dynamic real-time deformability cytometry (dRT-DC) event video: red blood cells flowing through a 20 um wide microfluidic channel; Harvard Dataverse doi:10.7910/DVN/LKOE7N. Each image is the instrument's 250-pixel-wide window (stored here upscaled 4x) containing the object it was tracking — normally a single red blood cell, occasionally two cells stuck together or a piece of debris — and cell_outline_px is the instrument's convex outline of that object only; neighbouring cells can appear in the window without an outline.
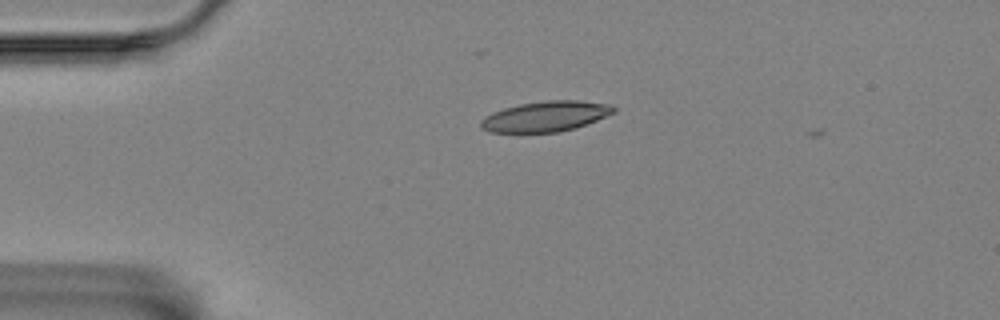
{"species": "Egyptian fruit bat (a non-hibernating species)", "species_latin": "Rousettus aegyptiacus", "temperature_condition": "room temperature", "stored_images_in_passage": 4, "camera_frame_rate_fps": 3000, "um_per_image_px": 0.085, "animal": {"sex": "female"}, "frame": {"image": 1, "passage_image": 1, "time_ms": 0.0, "image_size_px": [1000, 320], "cell_outline_px": [[616, 112], [576, 128], [556, 132], [488, 132], [480, 128], [480, 120], [484, 116], [492, 112], [504, 108], [520, 104], [548, 100], [580, 100], [608, 104], [616, 108]], "centroid_in_image_um": [46.35, 9.89], "position_along_channel_um": 38.6, "area_um2": 23.52}}